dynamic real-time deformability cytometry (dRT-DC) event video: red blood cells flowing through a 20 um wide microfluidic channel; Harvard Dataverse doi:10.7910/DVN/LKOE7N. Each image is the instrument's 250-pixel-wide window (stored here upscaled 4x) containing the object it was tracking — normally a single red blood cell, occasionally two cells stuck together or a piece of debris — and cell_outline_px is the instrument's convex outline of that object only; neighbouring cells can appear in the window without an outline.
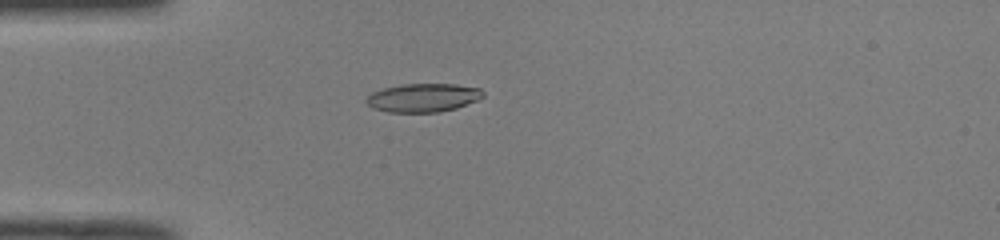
{"species": "common noctule bat (a hibernating species)", "species_latin": "Nyctalus noctula", "temperature_condition": "room temperature", "stored_images_in_passage": 37, "camera_frame_rate_fps": 3000, "um_per_image_px": 0.085, "animal": {"sex": "male", "body_mass_g": 19.0, "forearm_length_mm": 50.8}, "frame": {"image": 1, "passage_image": 1, "time_ms": 0.0, "image_size_px": [1000, 240], "cell_outline_px": [[484, 96], [476, 100], [456, 108], [440, 112], [388, 112], [372, 108], [364, 100], [372, 92], [384, 88], [400, 84], [456, 84], [480, 88], [484, 92]], "centroid_in_image_um": [35.95, 8.3], "position_along_channel_um": 49.0, "area_um2": 19.42}}
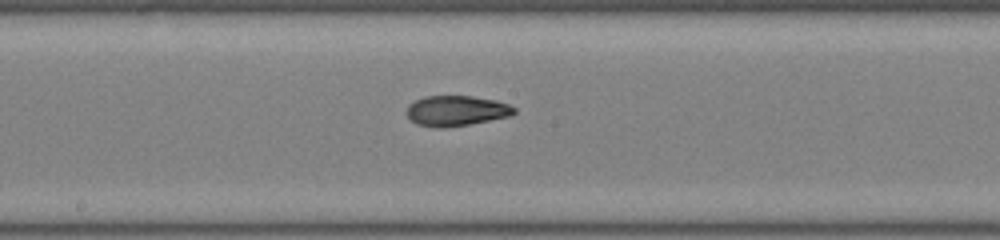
{"frame": {"image": 2, "passage_image": 14, "time_ms": 4.333, "image_size_px": [1000, 240], "cell_outline_px": [[516, 112], [512, 116], [468, 124], [444, 128], [436, 128], [416, 124], [404, 112], [408, 104], [424, 96], [472, 96], [496, 100], [508, 104], [516, 108]], "centroid_in_image_um": [38.77, 9.41], "position_along_channel_um": 209.4, "area_um2": 19.19}}
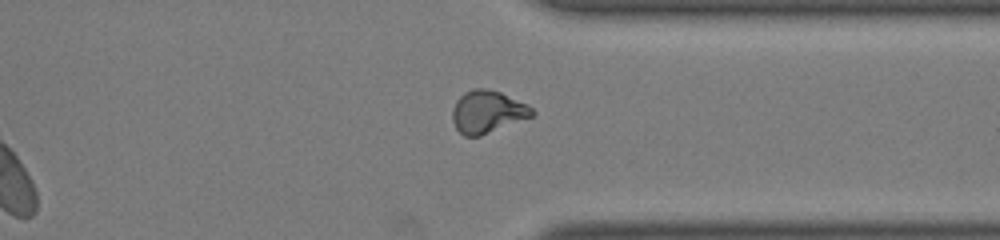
{"frame": {"image": 3, "passage_image": 26, "time_ms": 8.333, "image_size_px": [1000, 240], "cell_outline_px": [[536, 112], [532, 116], [480, 136], [464, 136], [456, 128], [452, 120], [452, 108], [456, 100], [464, 92], [472, 88], [484, 88], [500, 92], [528, 104]], "centroid_in_image_um": [41.41, 9.49], "position_along_channel_um": 370.0, "area_um2": 19.71}, "authors_computed_cell_mechanics": {"area_um2": 19.0162, "velocity_mm_per_s": 4.0257, "shape_relaxation_time_tau1_ms": null, "shape_relaxation_time_tau2_ms": 2.2426, "deformation_change_tau1": null, "deformation_change_tau2": 0.0801}}